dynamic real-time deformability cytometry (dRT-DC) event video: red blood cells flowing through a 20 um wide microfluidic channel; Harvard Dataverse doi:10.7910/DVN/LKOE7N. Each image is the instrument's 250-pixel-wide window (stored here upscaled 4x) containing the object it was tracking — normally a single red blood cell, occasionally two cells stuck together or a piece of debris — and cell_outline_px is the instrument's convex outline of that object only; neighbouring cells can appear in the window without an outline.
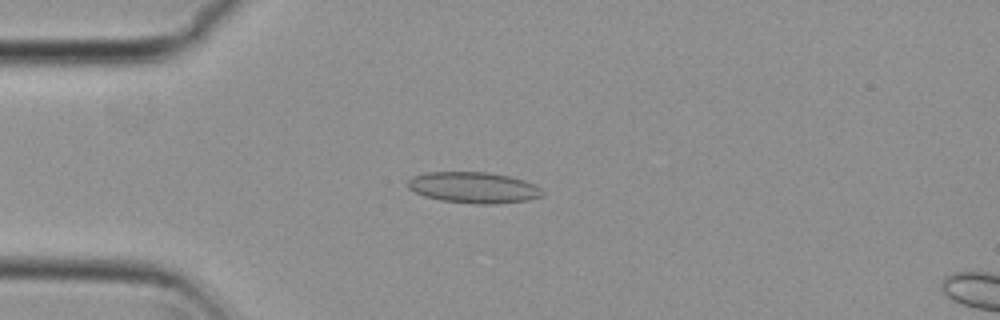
{"species": "common noctule bat (a hibernating species)", "species_latin": "Nyctalus noctula", "temperature_condition": "cold", "stored_images_in_passage": 42, "camera_frame_rate_fps": 3000, "um_per_image_px": 0.085, "animal": {"sex": "female", "body_mass_g": 29.2, "forearm_length_mm": 56.3}, "frame": {"image": 1, "passage_image": 7, "time_ms": 2.0, "image_size_px": [1000, 320], "cell_outline_px": [[544, 196], [528, 200], [496, 204], [476, 204], [440, 200], [424, 196], [408, 188], [408, 180], [412, 176], [428, 172], [488, 172], [508, 176], [524, 180], [536, 184], [544, 192]], "centroid_in_image_um": [40.28, 15.94], "position_along_channel_um": 44.7, "area_um2": 24.51}}
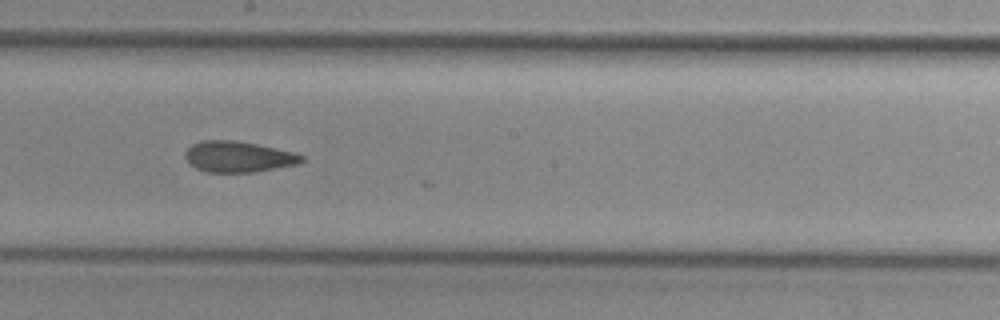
{"frame": {"image": 2, "passage_image": 23, "time_ms": 7.333, "image_size_px": [1000, 320], "cell_outline_px": [[304, 160], [300, 164], [252, 172], [208, 172], [196, 168], [188, 164], [184, 156], [184, 152], [192, 144], [200, 140], [232, 140], [256, 144], [292, 152], [304, 156]], "centroid_in_image_um": [20.21, 13.32], "position_along_channel_um": 228.0, "area_um2": 20.98}}
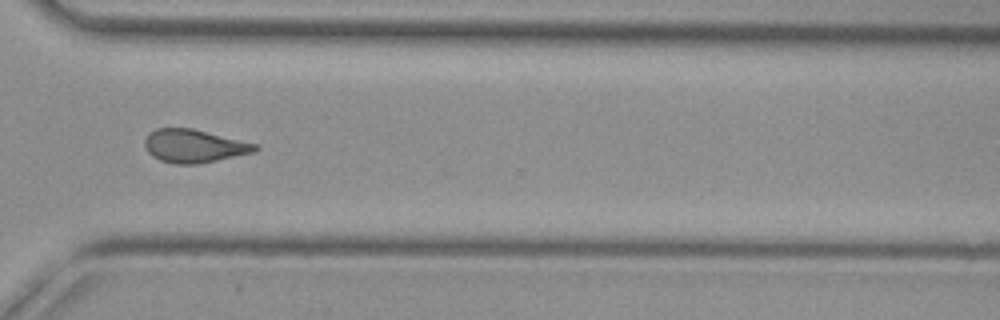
{"frame": {"image": 3, "passage_image": 33, "time_ms": 10.667, "image_size_px": [1000, 320], "cell_outline_px": [[260, 148], [256, 152], [200, 164], [176, 164], [160, 160], [152, 156], [144, 148], [144, 140], [156, 128], [192, 128], [256, 144]], "centroid_in_image_um": [16.5, 12.42], "position_along_channel_um": 354.1, "area_um2": 21.33}, "authors_computed_cell_mechanics": {"area_um2": 21.3282, "velocity_mm_per_s": 3.7878, "shape_relaxation_time_tau1_ms": null, "shape_relaxation_time_tau2_ms": 3.4194, "deformation_change_tau1": null, "deformation_change_tau2": 0.1074}}